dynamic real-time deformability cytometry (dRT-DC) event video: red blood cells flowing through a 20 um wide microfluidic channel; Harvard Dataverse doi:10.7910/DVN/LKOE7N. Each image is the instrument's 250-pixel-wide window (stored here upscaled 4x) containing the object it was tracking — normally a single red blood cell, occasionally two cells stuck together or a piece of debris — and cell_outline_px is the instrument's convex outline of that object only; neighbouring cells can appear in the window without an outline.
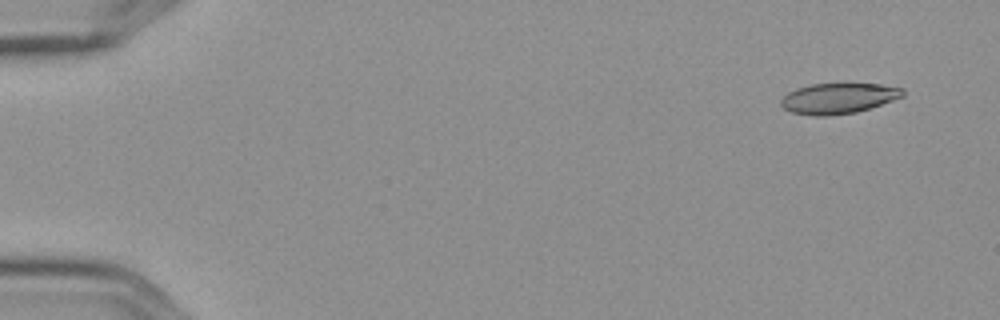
{"species": "Egyptian fruit bat (a non-hibernating species)", "species_latin": "Rousettus aegyptiacus", "temperature_condition": "cold", "stored_images_in_passage": 10, "camera_frame_rate_fps": 3000, "um_per_image_px": 0.085, "frame": {"image": 1, "passage_image": 1, "time_ms": 0.0, "image_size_px": [1000, 320], "cell_outline_px": [[904, 96], [856, 112], [828, 116], [812, 116], [792, 112], [784, 108], [780, 104], [780, 100], [788, 92], [796, 88], [812, 84], [880, 84], [904, 88]], "centroid_in_image_um": [71.24, 8.36], "position_along_channel_um": 13.8, "area_um2": 21.56}}